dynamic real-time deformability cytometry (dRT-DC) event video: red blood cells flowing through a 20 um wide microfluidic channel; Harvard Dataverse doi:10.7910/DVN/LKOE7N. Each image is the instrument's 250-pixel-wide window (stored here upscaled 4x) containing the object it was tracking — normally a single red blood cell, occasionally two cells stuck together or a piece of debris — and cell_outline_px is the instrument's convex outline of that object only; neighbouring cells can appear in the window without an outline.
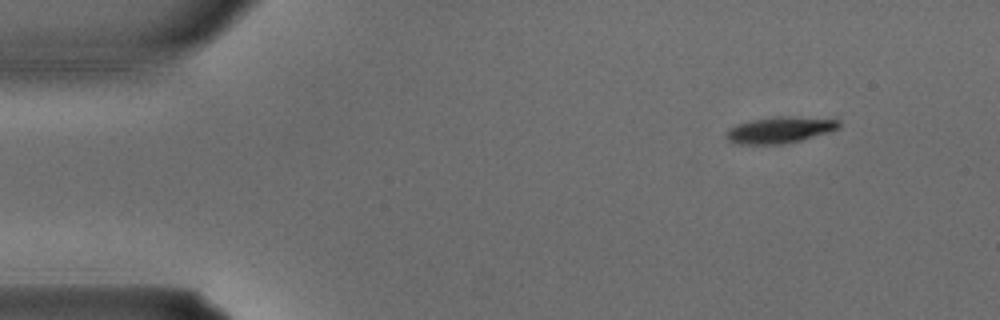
{"species": "common noctule bat (a hibernating species)", "species_latin": "Nyctalus noctula", "temperature_condition": "warm", "stored_images_in_passage": 3, "camera_frame_rate_fps": 3000, "um_per_image_px": 0.085, "animal": {"sex": "male", "body_mass_g": 15.6}, "frame": {"image": 1, "passage_image": 1, "time_ms": 0.0, "image_size_px": [1000, 320], "cell_outline_px": [[840, 128], [828, 132], [800, 140], [780, 144], [732, 144], [728, 140], [724, 132], [728, 128], [736, 124], [752, 120], [772, 116], [784, 116], [840, 120]], "centroid_in_image_um": [66.21, 11.04], "position_along_channel_um": 18.8, "area_um2": 17.28}}
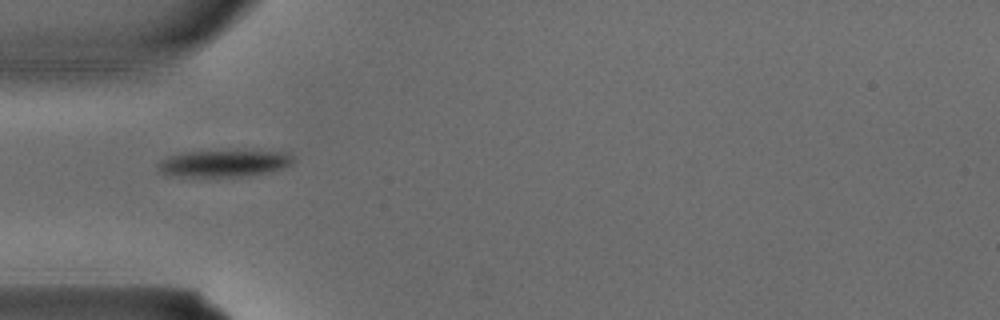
{"frame": {"image": 2, "passage_image": 3, "time_ms": 0.667, "image_size_px": [1000, 320], "cell_outline_px": [[292, 164], [268, 172], [252, 176], [216, 180], [164, 176], [156, 172], [156, 164], [160, 160], [168, 156], [184, 152], [284, 152], [292, 156]], "centroid_in_image_um": [18.83, 13.98], "position_along_channel_um": 66.2, "area_um2": 22.14}}